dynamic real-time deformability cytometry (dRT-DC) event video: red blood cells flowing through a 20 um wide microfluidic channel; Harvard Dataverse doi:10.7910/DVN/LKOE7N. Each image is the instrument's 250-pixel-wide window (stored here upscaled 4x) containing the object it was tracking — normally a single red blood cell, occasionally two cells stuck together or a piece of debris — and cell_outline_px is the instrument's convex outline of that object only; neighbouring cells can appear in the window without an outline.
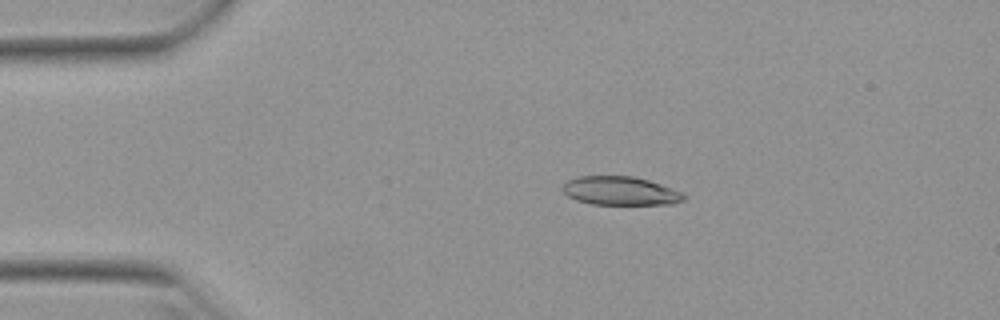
{"species": "Egyptian fruit bat (a non-hibernating species)", "species_latin": "Rousettus aegyptiacus", "temperature_condition": "warm", "stored_images_in_passage": 44, "camera_frame_rate_fps": 3000, "um_per_image_px": 0.085, "animal": {"sex": "female"}, "frame": {"image": 1, "passage_image": 9, "time_ms": 2.667, "image_size_px": [1000, 320], "cell_outline_px": [[688, 196], [684, 200], [672, 204], [592, 204], [576, 200], [568, 196], [560, 188], [568, 180], [576, 176], [632, 176], [648, 180], [684, 192]], "centroid_in_image_um": [52.74, 16.22], "position_along_channel_um": 32.3, "area_um2": 20.35}}
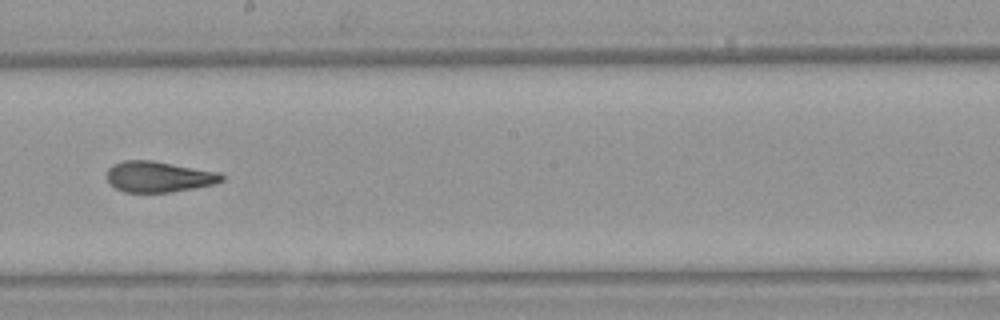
{"frame": {"image": 2, "passage_image": 28, "time_ms": 9.0, "image_size_px": [1000, 320], "cell_outline_px": [[224, 180], [216, 184], [172, 192], [124, 192], [116, 188], [108, 180], [108, 168], [112, 164], [124, 160], [152, 160], [220, 172], [224, 176]], "centroid_in_image_um": [13.53, 15.02], "position_along_channel_um": 234.7, "area_um2": 20.69}}
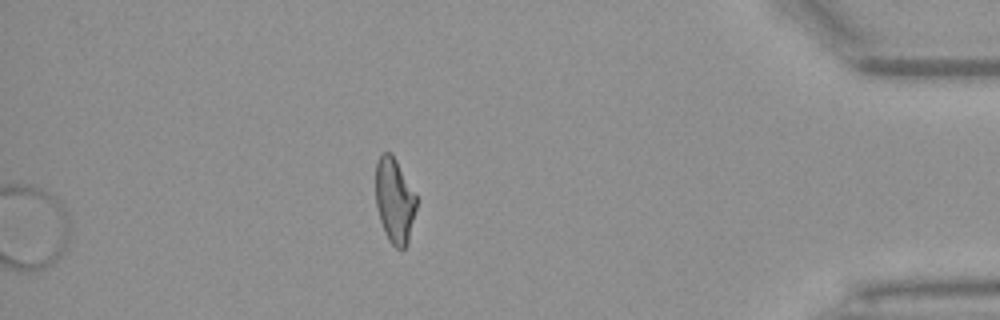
{"frame": {"image": 3, "passage_image": 44, "time_ms": 14.333, "image_size_px": [1000, 320], "cell_outline_px": [[416, 208], [408, 244], [404, 248], [396, 248], [388, 240], [384, 232], [380, 220], [376, 204], [376, 160], [380, 152], [388, 152], [396, 160], [416, 196]], "centroid_in_image_um": [33.52, 17.06], "position_along_channel_um": 401.7, "area_um2": 20.06}, "authors_computed_cell_mechanics": {"area_um2": 21.1548, "velocity_mm_per_s": 3.9433, "shape_relaxation_time_tau1_ms": 6.9412, "shape_relaxation_time_tau2_ms": 1.6925, "deformation_change_tau1": 0.2254, "deformation_change_tau2": 0.1051}}